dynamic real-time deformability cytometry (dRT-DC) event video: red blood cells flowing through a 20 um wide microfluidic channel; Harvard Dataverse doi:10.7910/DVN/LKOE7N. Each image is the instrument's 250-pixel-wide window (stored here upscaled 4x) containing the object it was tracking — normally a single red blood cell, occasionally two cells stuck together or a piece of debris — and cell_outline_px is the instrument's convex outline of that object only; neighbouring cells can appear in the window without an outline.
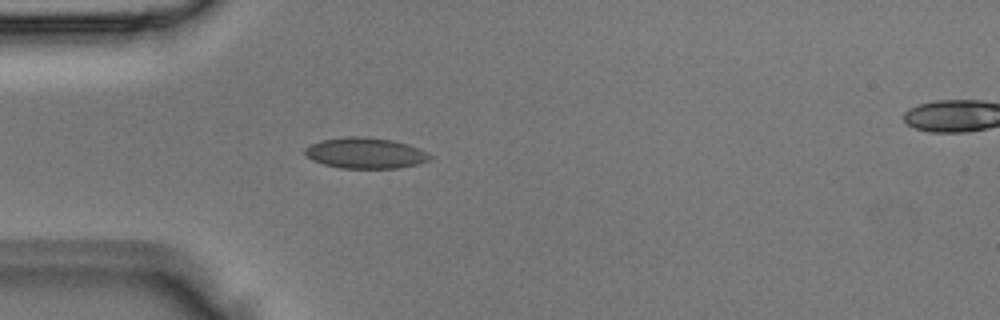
{"species": "Egyptian fruit bat (a non-hibernating species)", "species_latin": "Rousettus aegyptiacus", "temperature_condition": "room temperature", "stored_images_in_passage": 4, "segment_of_instrument_passage": [1, 2], "camera_frame_rate_fps": 3000, "um_per_image_px": 0.085, "animal": {"sex": "male"}, "frame": {"image": 1, "passage_image": 3, "time_ms": 0.667, "image_size_px": [1000, 320], "cell_outline_px": [[432, 160], [420, 164], [400, 168], [340, 168], [324, 164], [312, 160], [304, 152], [304, 148], [320, 140], [344, 136], [364, 136], [392, 140], [408, 144], [420, 148], [428, 152], [432, 156]], "centroid_in_image_um": [31.11, 13.01], "position_along_channel_um": 53.9, "area_um2": 22.77}}